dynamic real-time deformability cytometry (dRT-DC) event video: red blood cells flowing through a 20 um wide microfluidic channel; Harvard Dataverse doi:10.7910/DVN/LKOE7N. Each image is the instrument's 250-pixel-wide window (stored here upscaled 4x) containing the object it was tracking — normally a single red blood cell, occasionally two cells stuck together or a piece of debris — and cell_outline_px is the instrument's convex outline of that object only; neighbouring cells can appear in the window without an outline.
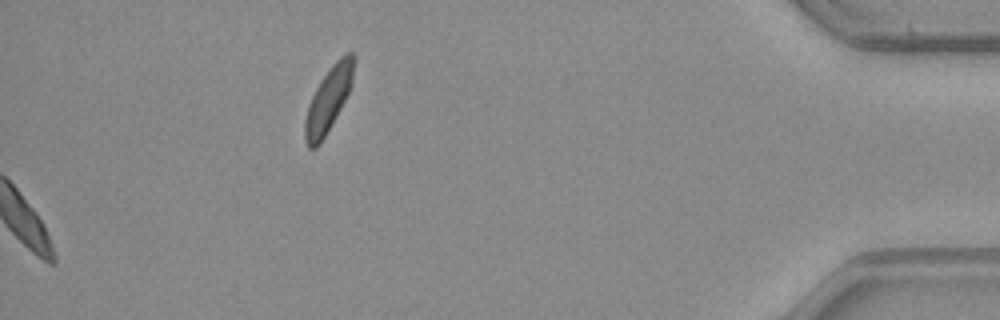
{"species": "common noctule bat (a hibernating species)", "species_latin": "Nyctalus noctula", "temperature_condition": "warm", "stored_images_in_passage": 49, "camera_frame_rate_fps": 3000, "um_per_image_px": 0.085, "animal": {"sex": "male", "body_mass_g": 23.1, "forearm_length_mm": 52.7}, "frame": {"image": 1, "passage_image": 49, "time_ms": 16.0, "image_size_px": [1000, 320], "cell_outline_px": [[356, 56], [352, 84], [340, 108], [320, 144], [316, 148], [308, 148], [304, 140], [304, 120], [308, 104], [320, 80], [332, 64], [344, 52], [352, 52]], "centroid_in_image_um": [27.91, 8.42], "position_along_channel_um": 407.3, "area_um2": 18.44}}